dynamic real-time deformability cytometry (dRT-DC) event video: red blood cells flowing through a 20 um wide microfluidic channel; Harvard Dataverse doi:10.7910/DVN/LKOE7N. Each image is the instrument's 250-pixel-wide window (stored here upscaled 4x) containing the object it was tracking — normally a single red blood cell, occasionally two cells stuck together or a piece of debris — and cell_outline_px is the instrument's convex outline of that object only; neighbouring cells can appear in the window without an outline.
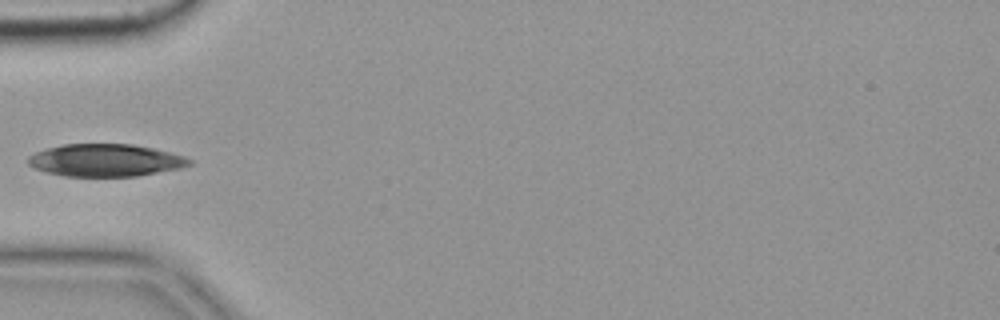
{"species": "common noctule bat (a hibernating species)", "species_latin": "Nyctalus noctula", "temperature_condition": "cold", "stored_images_in_passage": 5, "camera_frame_rate_fps": 3000, "um_per_image_px": 0.085, "animal": {"sex": "female", "body_mass_g": 19.9}, "frame": {"image": 1, "passage_image": 5, "time_ms": 1.333, "image_size_px": [1000, 320], "cell_outline_px": [[192, 164], [180, 168], [136, 176], [64, 176], [48, 172], [36, 168], [28, 164], [28, 156], [44, 148], [64, 144], [132, 144], [152, 148], [184, 156], [192, 160]], "centroid_in_image_um": [8.95, 13.61], "position_along_channel_um": 76.0, "area_um2": 30.29}}